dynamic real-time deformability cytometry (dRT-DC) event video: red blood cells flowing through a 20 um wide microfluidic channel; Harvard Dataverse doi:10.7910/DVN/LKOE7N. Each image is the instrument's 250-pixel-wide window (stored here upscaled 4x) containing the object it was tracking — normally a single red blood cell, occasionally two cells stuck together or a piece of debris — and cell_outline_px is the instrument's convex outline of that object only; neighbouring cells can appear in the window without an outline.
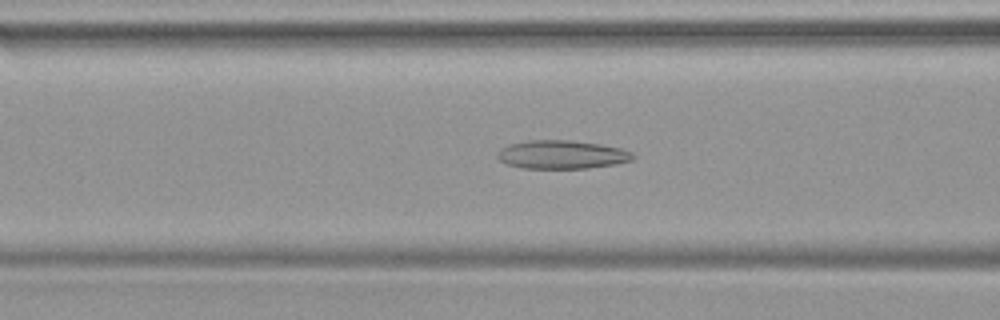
{"species": "common noctule bat (a hibernating species)", "species_latin": "Nyctalus noctula", "temperature_condition": "warm", "stored_images_in_passage": 47, "camera_frame_rate_fps": 3000, "um_per_image_px": 0.085, "animal": {"sex": "female", "body_mass_g": 19.9}, "frame": {"image": 1, "passage_image": 19, "time_ms": 6.0, "image_size_px": [1000, 320], "cell_outline_px": [[636, 156], [632, 160], [616, 164], [588, 168], [524, 168], [508, 164], [500, 160], [496, 156], [496, 152], [512, 144], [528, 140], [568, 140], [600, 144], [620, 148], [632, 152]], "centroid_in_image_um": [47.79, 13.14], "position_along_channel_um": 118.8, "area_um2": 22.31}}
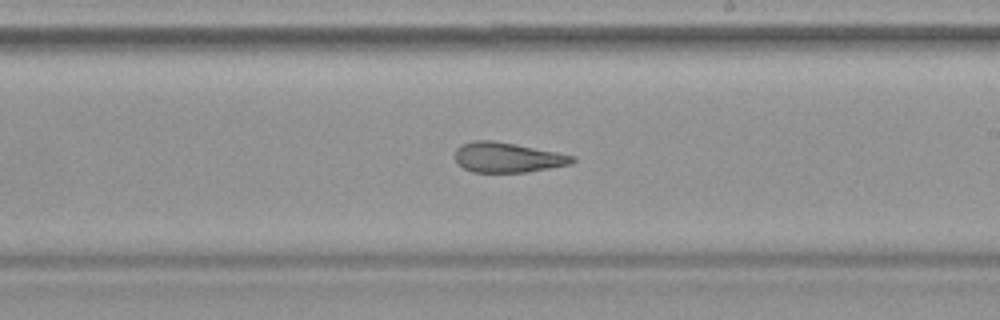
{"frame": {"image": 2, "passage_image": 28, "time_ms": 9.0, "image_size_px": [1000, 320], "cell_outline_px": [[576, 160], [572, 164], [528, 172], [472, 172], [464, 168], [456, 160], [456, 148], [460, 144], [476, 140], [492, 140], [516, 144], [576, 156]], "centroid_in_image_um": [43.16, 13.38], "position_along_channel_um": 245.8, "area_um2": 20.52}}
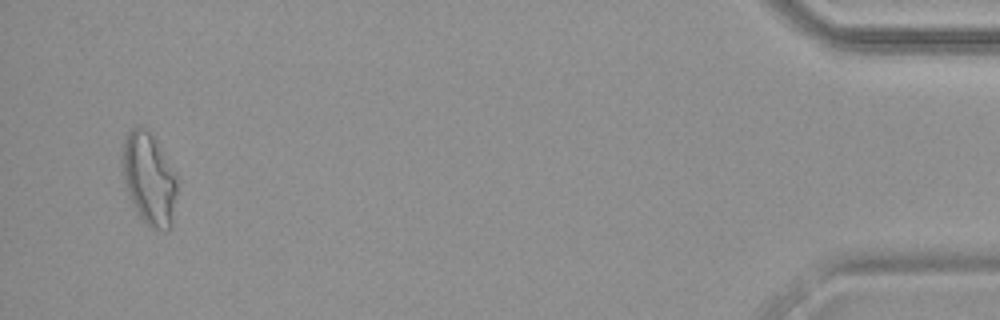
{"frame": {"image": 3, "passage_image": 46, "time_ms": 15.0, "image_size_px": [1000, 320], "cell_outline_px": [[180, 176], [172, 224], [168, 232], [152, 228], [140, 216], [128, 192], [124, 180], [120, 164], [120, 156], [124, 140], [128, 132], [132, 128], [144, 128], [152, 136]], "centroid_in_image_um": [12.71, 15.2], "position_along_channel_um": 422.5, "area_um2": 29.77}}